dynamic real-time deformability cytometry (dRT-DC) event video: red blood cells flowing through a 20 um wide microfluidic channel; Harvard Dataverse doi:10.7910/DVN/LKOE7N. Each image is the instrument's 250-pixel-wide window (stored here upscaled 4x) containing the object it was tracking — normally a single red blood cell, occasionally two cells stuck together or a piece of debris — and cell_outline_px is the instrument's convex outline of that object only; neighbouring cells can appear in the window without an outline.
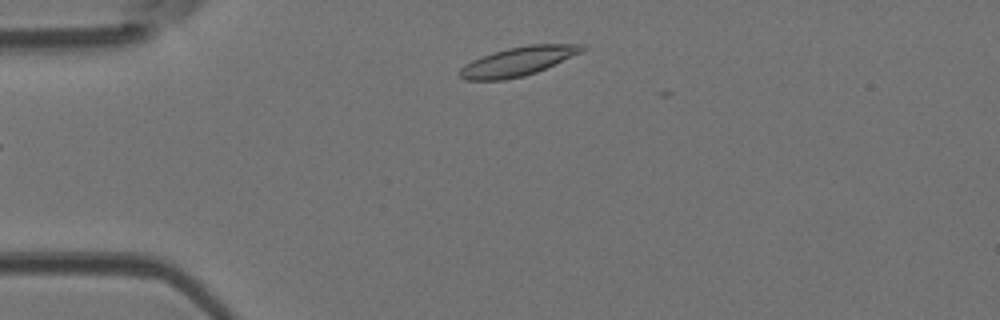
{"species": "Egyptian fruit bat (a non-hibernating species)", "species_latin": "Rousettus aegyptiacus", "temperature_condition": "room temperature", "stored_images_in_passage": 2, "camera_frame_rate_fps": 3000, "um_per_image_px": 0.085, "animal": {"sex": "female"}, "frame": {"image": 1, "passage_image": 2, "time_ms": 0.333, "image_size_px": [1000, 320], "cell_outline_px": [[588, 48], [580, 52], [536, 72], [524, 76], [504, 80], [464, 80], [456, 72], [464, 64], [472, 60], [508, 48], [528, 44], [584, 44]], "centroid_in_image_um": [43.99, 5.22], "position_along_channel_um": 41.0, "area_um2": 20.46}}